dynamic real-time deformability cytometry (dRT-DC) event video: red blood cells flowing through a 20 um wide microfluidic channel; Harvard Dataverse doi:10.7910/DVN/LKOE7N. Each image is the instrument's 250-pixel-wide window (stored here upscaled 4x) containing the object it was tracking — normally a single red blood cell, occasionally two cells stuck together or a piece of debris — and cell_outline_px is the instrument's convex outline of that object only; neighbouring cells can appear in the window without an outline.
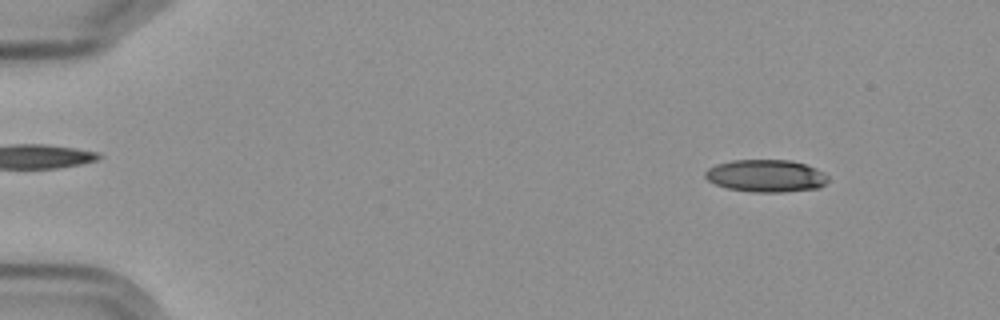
{"species": "Egyptian fruit bat (a non-hibernating species)", "species_latin": "Rousettus aegyptiacus", "temperature_condition": "cold", "stored_images_in_passage": 5, "camera_frame_rate_fps": 3000, "um_per_image_px": 0.085, "frame": {"image": 1, "passage_image": 5, "time_ms": 5.333, "image_size_px": [1000, 320], "cell_outline_px": [[828, 180], [820, 188], [784, 192], [752, 192], [728, 188], [716, 184], [708, 180], [704, 176], [704, 172], [708, 168], [716, 164], [732, 160], [788, 160], [804, 164], [816, 168], [824, 172], [828, 176]], "centroid_in_image_um": [65.11, 14.95], "position_along_channel_um": 19.9, "area_um2": 23.24}}